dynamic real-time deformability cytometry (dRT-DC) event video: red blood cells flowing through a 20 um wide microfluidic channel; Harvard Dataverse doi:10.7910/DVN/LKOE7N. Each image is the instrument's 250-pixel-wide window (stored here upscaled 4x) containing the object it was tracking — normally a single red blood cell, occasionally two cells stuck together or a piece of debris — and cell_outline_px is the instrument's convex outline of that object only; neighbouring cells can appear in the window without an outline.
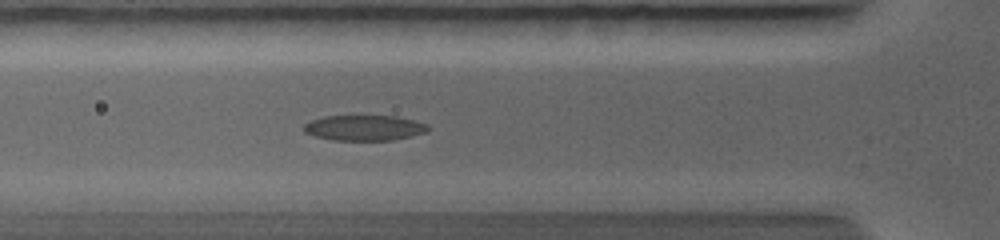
{"species": "common noctule bat (a hibernating species)", "species_latin": "Nyctalus noctula", "temperature_condition": "warm", "stored_images_in_passage": 5, "camera_frame_rate_fps": 5000, "um_per_image_px": 0.085, "animal": {"sex": "female", "body_mass_g": 19.0, "forearm_length_mm": 56.7}, "frame": {"image": 1, "passage_image": 5, "time_ms": 3.2, "image_size_px": [1000, 240], "cell_outline_px": [[428, 132], [392, 140], [332, 140], [316, 136], [304, 132], [304, 124], [312, 120], [324, 116], [396, 116], [428, 124]], "centroid_in_image_um": [30.97, 10.86], "position_along_channel_um": 94.8, "area_um2": 18.26}}